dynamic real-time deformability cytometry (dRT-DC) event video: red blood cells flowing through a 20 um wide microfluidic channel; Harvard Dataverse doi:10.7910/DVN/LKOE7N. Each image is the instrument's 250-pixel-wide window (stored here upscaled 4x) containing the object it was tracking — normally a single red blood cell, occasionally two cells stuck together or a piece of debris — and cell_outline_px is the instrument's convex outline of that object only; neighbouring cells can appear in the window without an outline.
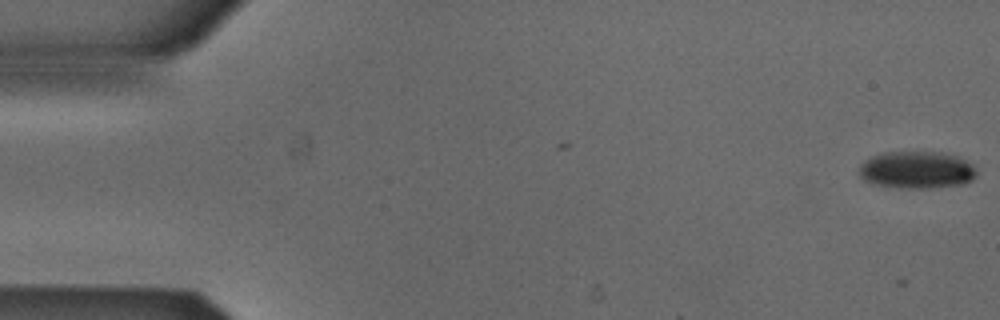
{"species": "Egyptian fruit bat (a non-hibernating species)", "species_latin": "Rousettus aegyptiacus", "temperature_condition": "cold", "stored_images_in_passage": 12, "camera_frame_rate_fps": 3000, "um_per_image_px": 0.085, "animal": {"sex": "male"}, "frame": {"image": 1, "passage_image": 4, "time_ms": 1.0, "image_size_px": [1000, 320], "cell_outline_px": [[976, 176], [972, 180], [964, 184], [924, 188], [908, 188], [880, 184], [864, 180], [856, 172], [860, 164], [864, 160], [872, 156], [884, 152], [940, 152], [956, 156], [972, 164], [976, 168]], "centroid_in_image_um": [77.91, 14.43], "position_along_channel_um": 7.1, "area_um2": 25.37}}